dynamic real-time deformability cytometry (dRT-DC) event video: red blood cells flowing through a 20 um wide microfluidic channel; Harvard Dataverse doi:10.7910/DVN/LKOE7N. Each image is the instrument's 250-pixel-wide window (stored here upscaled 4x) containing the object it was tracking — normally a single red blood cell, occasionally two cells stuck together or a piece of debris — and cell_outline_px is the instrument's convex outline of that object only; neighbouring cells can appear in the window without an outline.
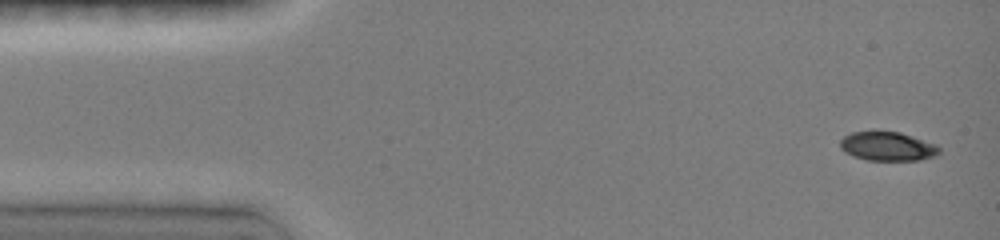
{"species": "common noctule bat (a hibernating species)", "species_latin": "Nyctalus noctula", "temperature_condition": "room temperature", "stored_images_in_passage": 9, "camera_frame_rate_fps": 3000, "um_per_image_px": 0.085, "animal": {"sex": "female", "body_mass_g": 19.0, "forearm_length_mm": 51.5}, "frame": {"image": 1, "passage_image": 1, "time_ms": 0.0, "image_size_px": [1000, 240], "cell_outline_px": [[940, 152], [936, 156], [920, 160], [868, 160], [844, 152], [840, 148], [840, 140], [844, 136], [852, 132], [900, 132], [936, 144], [940, 148]], "centroid_in_image_um": [75.46, 12.44], "position_along_channel_um": 9.5, "area_um2": 16.59}}
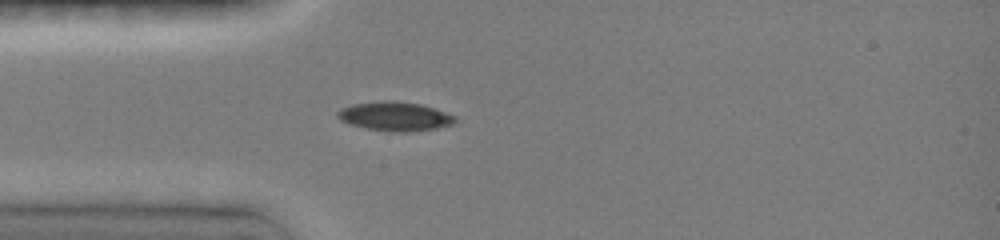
{"frame": {"image": 2, "passage_image": 5, "time_ms": 3.667, "image_size_px": [1000, 240], "cell_outline_px": [[456, 120], [452, 124], [436, 128], [408, 132], [396, 132], [364, 128], [340, 120], [336, 116], [336, 112], [340, 108], [352, 104], [384, 100], [392, 100], [420, 104], [456, 116]], "centroid_in_image_um": [33.52, 9.88], "position_along_channel_um": 51.5, "area_um2": 19.83}}
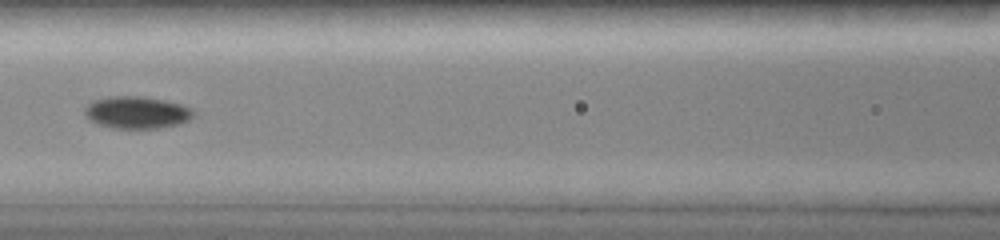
{"frame": {"image": 3, "passage_image": 8, "time_ms": 6.333, "image_size_px": [1000, 240], "cell_outline_px": [[196, 116], [180, 124], [156, 128], [112, 128], [88, 120], [84, 112], [84, 108], [92, 100], [108, 96], [140, 96], [164, 100], [180, 104], [192, 108], [196, 112]], "centroid_in_image_um": [11.64, 9.55], "position_along_channel_um": 155.0, "area_um2": 20.58}}